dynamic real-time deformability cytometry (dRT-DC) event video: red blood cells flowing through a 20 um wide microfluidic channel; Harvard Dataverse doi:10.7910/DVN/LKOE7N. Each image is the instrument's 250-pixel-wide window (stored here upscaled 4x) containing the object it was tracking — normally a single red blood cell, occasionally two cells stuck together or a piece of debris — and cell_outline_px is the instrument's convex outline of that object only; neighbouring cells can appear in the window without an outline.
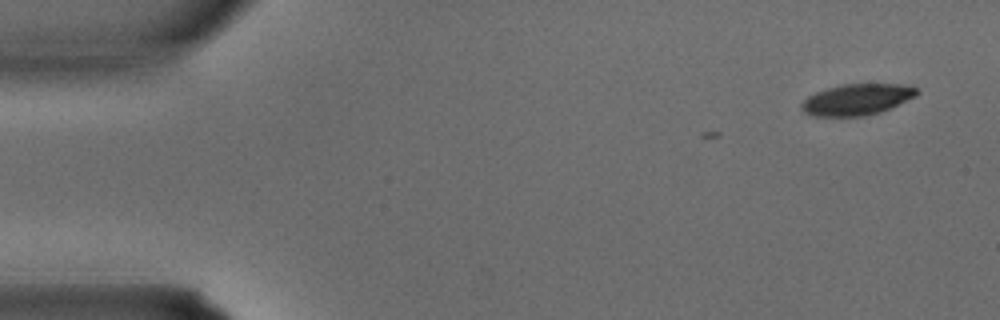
{"species": "common noctule bat (a hibernating species)", "species_latin": "Nyctalus noctula", "temperature_condition": "warm", "stored_images_in_passage": 7, "camera_frame_rate_fps": 3000, "um_per_image_px": 0.085, "animal": {"sex": "male", "body_mass_g": 15.6}, "frame": {"image": 1, "passage_image": 1, "time_ms": 0.0, "image_size_px": [1000, 320], "cell_outline_px": [[920, 92], [916, 96], [880, 112], [864, 116], [812, 116], [804, 112], [800, 108], [800, 104], [808, 96], [816, 92], [840, 84], [904, 84], [916, 88]], "centroid_in_image_um": [72.82, 8.45], "position_along_channel_um": 12.2, "area_um2": 20.92}}